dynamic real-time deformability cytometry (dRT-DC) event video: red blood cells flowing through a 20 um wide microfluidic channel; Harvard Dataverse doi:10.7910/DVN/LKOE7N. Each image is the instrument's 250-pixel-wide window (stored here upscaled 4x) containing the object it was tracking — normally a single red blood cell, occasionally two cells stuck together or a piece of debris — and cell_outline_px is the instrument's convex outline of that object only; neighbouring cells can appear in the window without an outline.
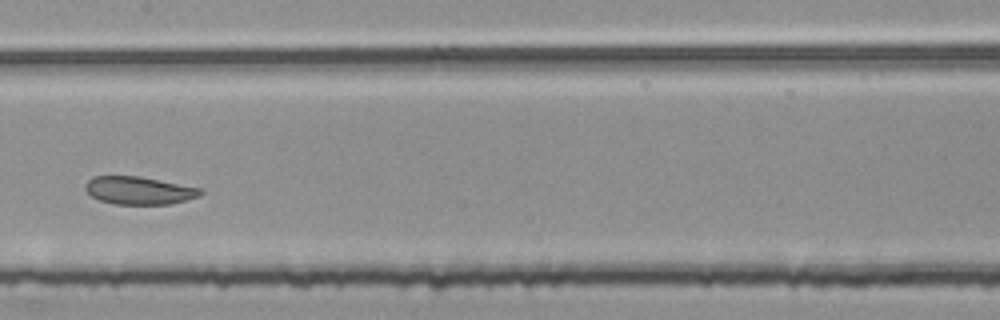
{"species": "common noctule bat (a hibernating species)", "species_latin": "Nyctalus noctula", "temperature_condition": "room temperature", "stored_images_in_passage": 7, "camera_frame_rate_fps": 3000, "um_per_image_px": 0.085, "animal": {"sex": "female", "body_mass_g": 25.1}, "frame": {"image": 1, "passage_image": 5, "time_ms": 1.333, "image_size_px": [1000, 320], "cell_outline_px": [[204, 192], [196, 196], [172, 204], [112, 204], [100, 200], [92, 196], [84, 188], [84, 184], [92, 176], [140, 176], [200, 188]], "centroid_in_image_um": [11.76, 16.18], "position_along_channel_um": 195.6, "area_um2": 18.55}}
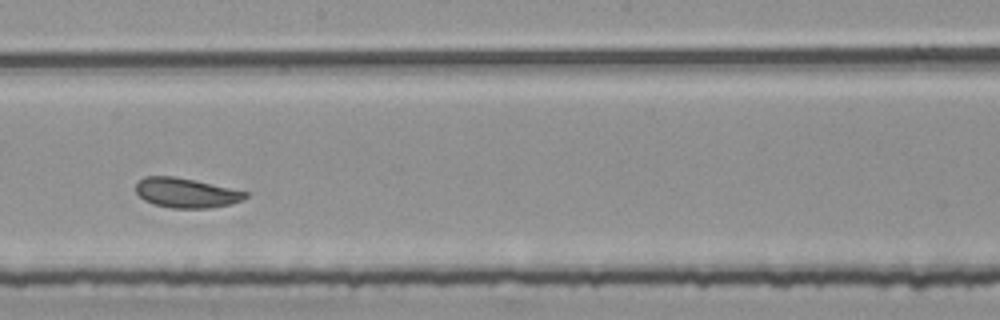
{"frame": {"image": 2, "passage_image": 6, "time_ms": 1.667, "image_size_px": [1000, 320], "cell_outline_px": [[248, 196], [244, 200], [228, 204], [208, 208], [172, 208], [156, 204], [144, 200], [136, 192], [136, 184], [144, 176], [172, 176], [192, 180], [248, 192]], "centroid_in_image_um": [15.81, 16.39], "position_along_channel_um": 232.4, "area_um2": 18.61}}
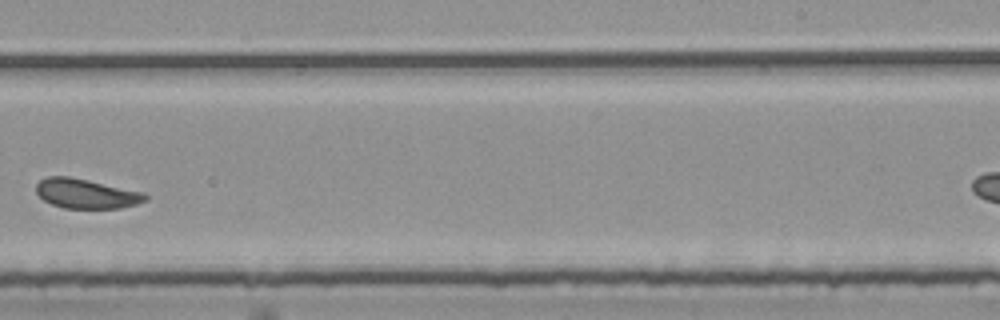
{"frame": {"image": 3, "passage_image": 7, "time_ms": 2.0, "image_size_px": [1000, 320], "cell_outline_px": [[148, 200], [136, 204], [120, 208], [64, 208], [52, 204], [44, 200], [36, 192], [36, 184], [40, 180], [48, 176], [68, 176], [88, 180], [144, 192], [148, 196]], "centroid_in_image_um": [7.34, 16.46], "position_along_channel_um": 281.7, "area_um2": 18.79}}